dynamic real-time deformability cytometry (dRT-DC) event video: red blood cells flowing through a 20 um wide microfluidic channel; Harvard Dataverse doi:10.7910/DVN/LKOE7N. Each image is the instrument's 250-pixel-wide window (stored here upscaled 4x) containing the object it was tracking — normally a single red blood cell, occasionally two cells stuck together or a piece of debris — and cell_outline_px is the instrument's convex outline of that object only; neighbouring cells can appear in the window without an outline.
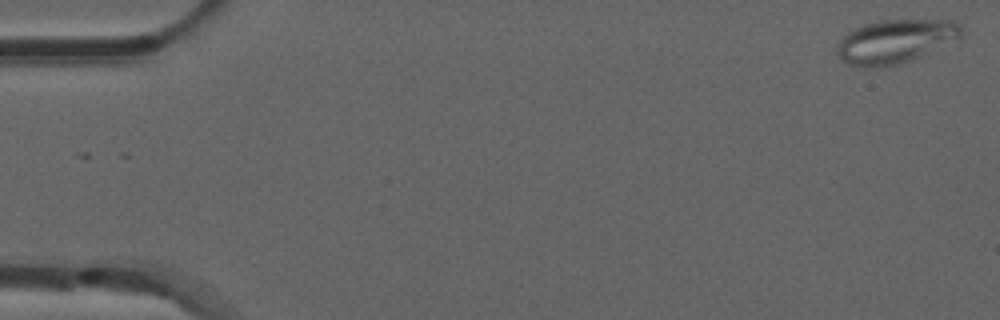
{"species": "common noctule bat (a hibernating species)", "species_latin": "Nyctalus noctula", "temperature_condition": "room temperature", "stored_images_in_passage": 53, "camera_frame_rate_fps": 3000, "um_per_image_px": 0.085, "animal": {"sex": "male", "forearm_length_mm": 52.5}, "frame": {"image": 1, "passage_image": 1, "time_ms": 0.0, "image_size_px": [1000, 320], "cell_outline_px": [[964, 36], [912, 60], [896, 64], [872, 68], [864, 68], [852, 64], [844, 60], [836, 52], [836, 48], [840, 40], [848, 32], [864, 24], [880, 20], [948, 20], [960, 24]], "centroid_in_image_um": [76.12, 3.51], "position_along_channel_um": 8.9, "area_um2": 31.39}}
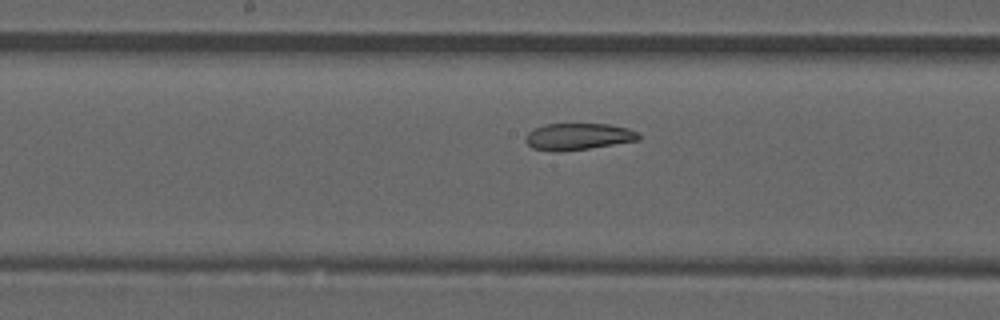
{"frame": {"image": 2, "passage_image": 27, "time_ms": 8.667, "image_size_px": [1000, 320], "cell_outline_px": [[640, 140], [588, 148], [560, 152], [552, 152], [532, 148], [524, 140], [528, 132], [544, 124], [608, 124], [628, 128], [636, 132], [640, 136]], "centroid_in_image_um": [49.12, 11.61], "position_along_channel_um": 199.1, "area_um2": 17.57}}
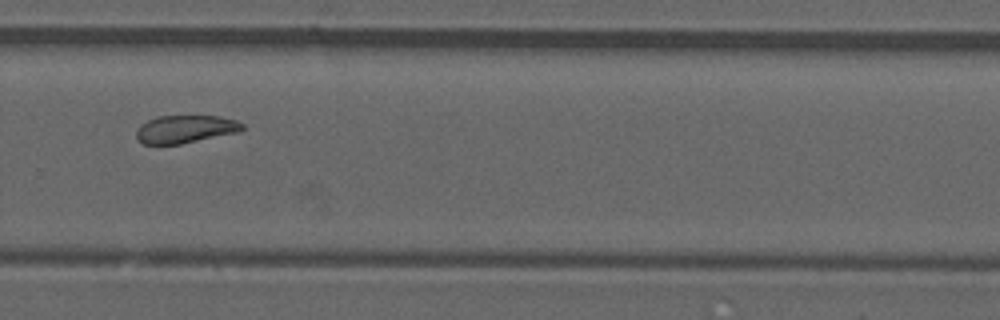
{"frame": {"image": 3, "passage_image": 36, "time_ms": 11.667, "image_size_px": [1000, 320], "cell_outline_px": [[244, 128], [240, 132], [180, 144], [144, 144], [136, 140], [136, 132], [140, 124], [156, 116], [220, 116], [236, 120], [244, 124]], "centroid_in_image_um": [15.75, 10.97], "position_along_channel_um": 314.0, "area_um2": 17.34}, "authors_computed_cell_mechanics": {"area_um2": 19.074, "velocity_mm_per_s": 3.8548, "shape_relaxation_time_tau1_ms": null, "shape_relaxation_time_tau2_ms": 2.0301, "deformation_change_tau1": null, "deformation_change_tau2": 0.0679}}